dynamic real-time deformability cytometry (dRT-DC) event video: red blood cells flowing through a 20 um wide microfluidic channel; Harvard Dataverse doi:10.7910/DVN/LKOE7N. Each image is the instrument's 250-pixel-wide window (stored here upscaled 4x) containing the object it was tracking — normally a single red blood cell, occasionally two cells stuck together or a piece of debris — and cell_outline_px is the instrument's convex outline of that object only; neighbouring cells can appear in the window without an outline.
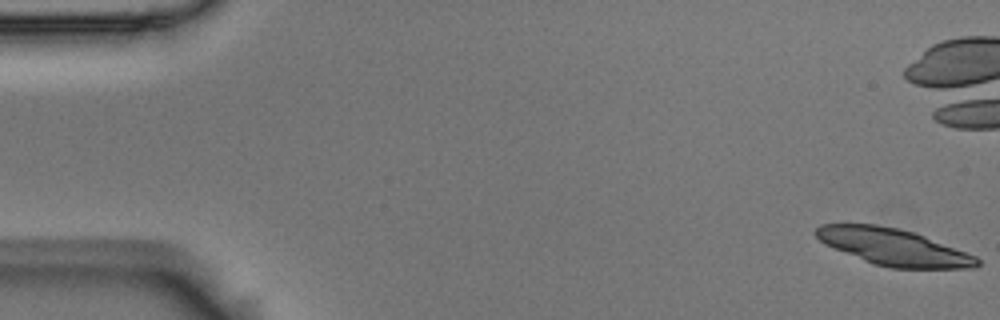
{"species": "Egyptian fruit bat (a non-hibernating species)", "species_latin": "Rousettus aegyptiacus", "temperature_condition": "room temperature", "stored_images_in_passage": 24, "camera_frame_rate_fps": 3000, "um_per_image_px": 0.085, "animal": {"sex": "male"}, "frame": {"image": 1, "passage_image": 1, "time_ms": 0.0, "image_size_px": [1000, 320], "cell_outline_px": [[980, 264], [976, 268], [888, 268], [872, 264], [824, 244], [816, 236], [816, 228], [820, 224], [876, 224], [900, 228], [924, 236], [976, 256], [980, 260]], "centroid_in_image_um": [75.94, 21.0], "position_along_channel_um": 9.1, "area_um2": 34.33}}